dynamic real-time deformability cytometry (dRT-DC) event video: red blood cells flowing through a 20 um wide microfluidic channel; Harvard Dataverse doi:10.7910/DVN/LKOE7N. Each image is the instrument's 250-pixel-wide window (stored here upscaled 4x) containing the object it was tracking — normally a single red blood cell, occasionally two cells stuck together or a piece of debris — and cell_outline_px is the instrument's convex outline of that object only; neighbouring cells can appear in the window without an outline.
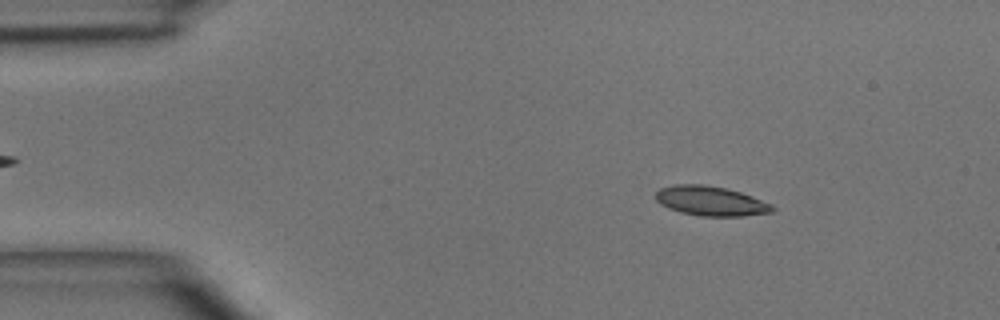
{"species": "common noctule bat (a hibernating species)", "species_latin": "Nyctalus noctula", "temperature_condition": "room temperature", "stored_images_in_passage": 3, "camera_frame_rate_fps": 3000, "um_per_image_px": 0.085, "animal": {"sex": "male", "body_mass_g": 15.6}, "frame": {"image": 1, "passage_image": 1, "time_ms": 0.0, "image_size_px": [1000, 320], "cell_outline_px": [[776, 208], [772, 212], [744, 216], [700, 216], [680, 212], [668, 208], [660, 204], [656, 200], [656, 192], [660, 188], [676, 184], [704, 184], [724, 188], [740, 192], [752, 196], [772, 204]], "centroid_in_image_um": [60.41, 17.09], "position_along_channel_um": 24.6, "area_um2": 20.17}}
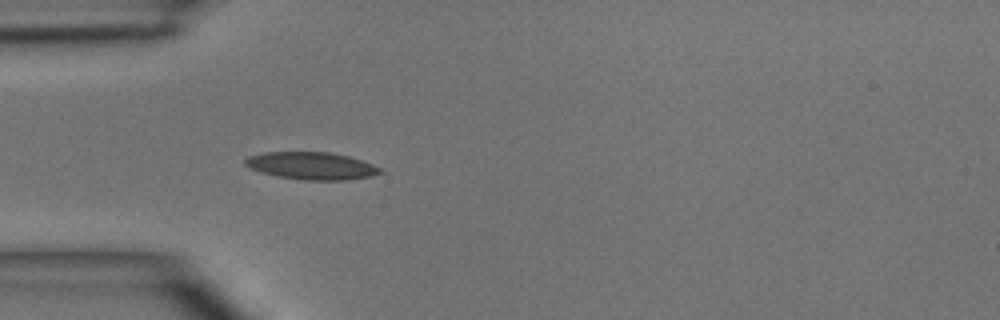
{"frame": {"image": 2, "passage_image": 3, "time_ms": 2.333, "image_size_px": [1000, 320], "cell_outline_px": [[384, 172], [372, 176], [344, 180], [304, 180], [280, 176], [260, 172], [248, 168], [244, 164], [244, 160], [248, 156], [264, 152], [328, 152], [348, 156], [372, 164], [380, 168]], "centroid_in_image_um": [26.45, 14.09], "position_along_channel_um": 58.5, "area_um2": 21.5}}